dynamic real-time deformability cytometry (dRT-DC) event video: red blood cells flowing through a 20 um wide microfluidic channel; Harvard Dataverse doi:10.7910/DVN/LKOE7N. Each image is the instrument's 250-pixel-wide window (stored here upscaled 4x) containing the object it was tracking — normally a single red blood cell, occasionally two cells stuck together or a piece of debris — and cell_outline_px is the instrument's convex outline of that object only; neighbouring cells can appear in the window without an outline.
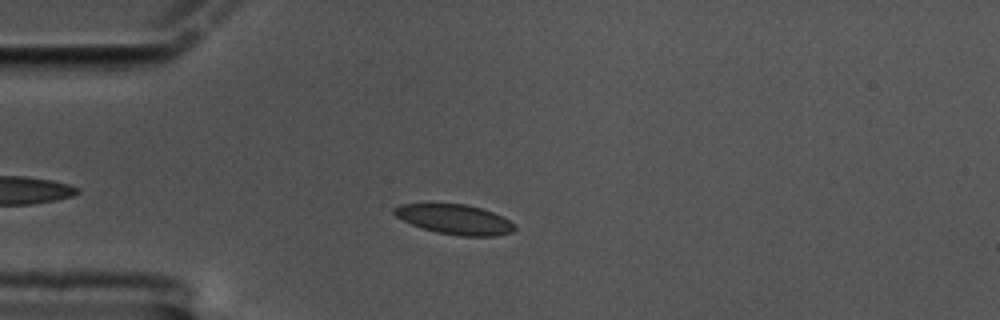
{"species": "common noctule bat (a hibernating species)", "species_latin": "Nyctalus noctula", "temperature_condition": "cold", "stored_images_in_passage": 42, "camera_frame_rate_fps": 3000, "um_per_image_px": 0.085, "animal": {"sex": "male", "body_mass_g": 17.5, "forearm_length_mm": 52.3}, "frame": {"image": 1, "passage_image": 2, "time_ms": 0.333, "image_size_px": [1000, 320], "cell_outline_px": [[516, 228], [512, 232], [496, 236], [460, 236], [436, 232], [412, 224], [396, 216], [392, 212], [392, 208], [400, 204], [464, 204], [480, 208], [492, 212], [516, 224]], "centroid_in_image_um": [38.66, 18.65], "position_along_channel_um": 46.3, "area_um2": 20.75}}
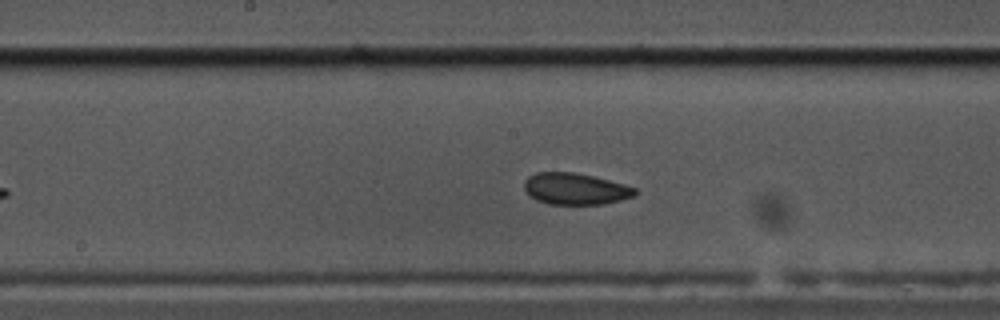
{"frame": {"image": 2, "passage_image": 17, "time_ms": 5.333, "image_size_px": [1000, 320], "cell_outline_px": [[636, 196], [604, 204], [548, 204], [536, 200], [528, 196], [524, 188], [524, 180], [528, 176], [536, 172], [572, 172], [592, 176], [624, 184], [636, 188]], "centroid_in_image_um": [48.87, 16.05], "position_along_channel_um": 199.3, "area_um2": 20.46}}
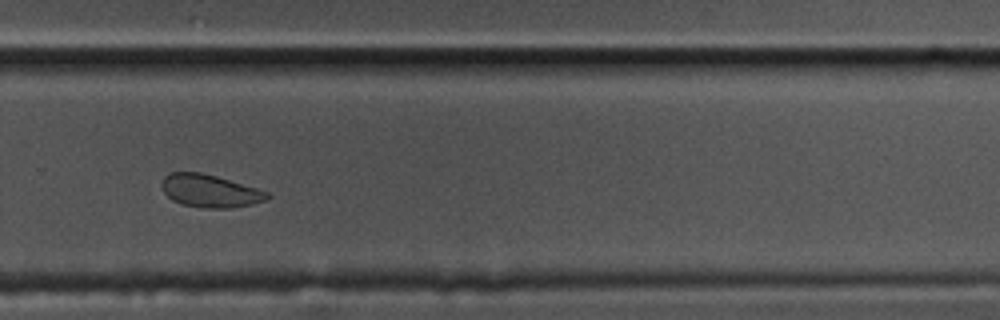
{"frame": {"image": 3, "passage_image": 27, "time_ms": 8.667, "image_size_px": [1000, 320], "cell_outline_px": [[272, 196], [264, 200], [252, 204], [228, 208], [204, 208], [180, 204], [172, 200], [164, 192], [160, 184], [164, 176], [168, 172], [200, 172], [216, 176], [256, 188], [268, 192]], "centroid_in_image_um": [17.8, 16.22], "position_along_channel_um": 312.0, "area_um2": 20.11}, "authors_computed_cell_mechanics": {"area_um2": 20.7502, "velocity_mm_per_s": 3.3848, "shape_relaxation_time_tau1_ms": 5.3964, "shape_relaxation_time_tau2_ms": 2.4245, "deformation_change_tau1": 0.0716, "deformation_change_tau2": 0.064}}